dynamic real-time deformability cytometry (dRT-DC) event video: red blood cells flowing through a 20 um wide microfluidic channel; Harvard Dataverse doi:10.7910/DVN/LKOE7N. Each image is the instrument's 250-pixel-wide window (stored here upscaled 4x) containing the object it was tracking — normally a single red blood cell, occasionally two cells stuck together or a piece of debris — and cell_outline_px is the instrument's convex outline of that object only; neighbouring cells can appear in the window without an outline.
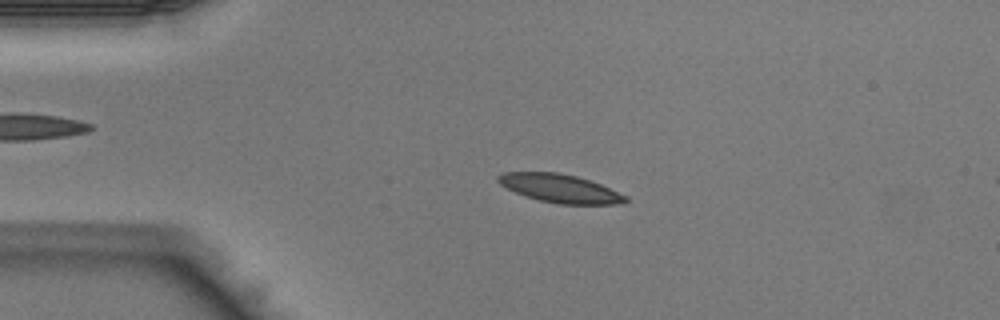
{"species": "Egyptian fruit bat (a non-hibernating species)", "species_latin": "Rousettus aegyptiacus", "temperature_condition": "warm", "stored_images_in_passage": 43, "camera_frame_rate_fps": 3000, "um_per_image_px": 0.085, "animal": {"sex": "male"}, "frame": {"image": 1, "passage_image": 9, "time_ms": 2.667, "image_size_px": [1000, 320], "cell_outline_px": [[628, 200], [620, 204], [560, 204], [540, 200], [524, 196], [500, 184], [496, 180], [496, 176], [504, 172], [556, 172], [576, 176], [600, 184], [628, 196]], "centroid_in_image_um": [47.59, 16.01], "position_along_channel_um": 37.4, "area_um2": 20.92}}
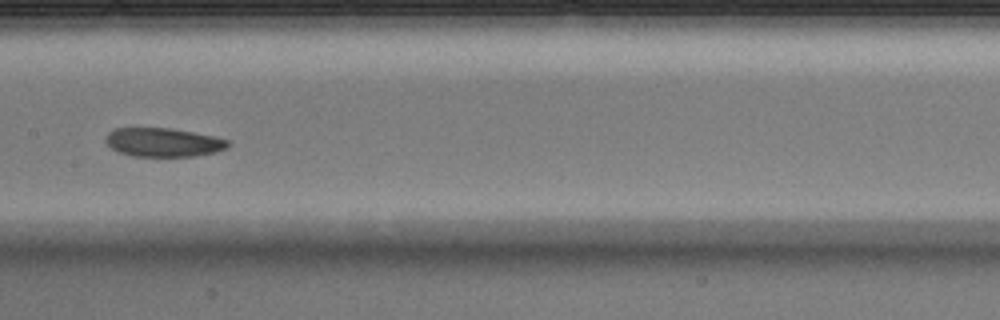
{"frame": {"image": 2, "passage_image": 21, "time_ms": 6.667, "image_size_px": [1000, 320], "cell_outline_px": [[228, 148], [216, 152], [196, 156], [132, 156], [120, 152], [112, 148], [104, 140], [108, 132], [116, 128], [168, 128], [192, 132], [212, 136], [228, 140]], "centroid_in_image_um": [13.87, 12.1], "position_along_channel_um": 193.5, "area_um2": 20.35}}
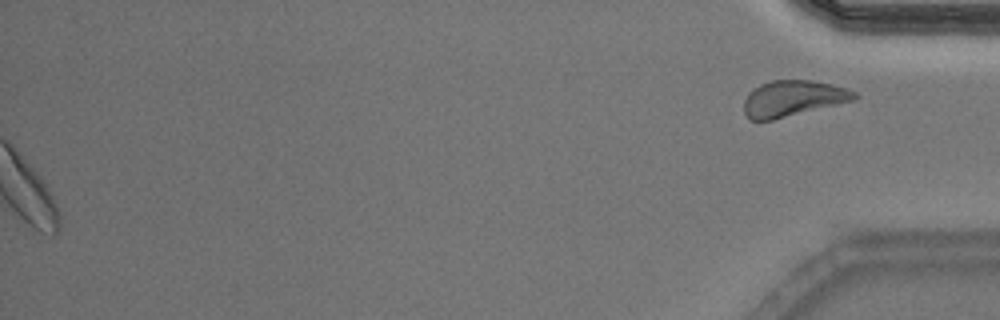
{"frame": {"image": 3, "passage_image": 43, "time_ms": 14.0, "image_size_px": [1000, 320], "cell_outline_px": [[860, 96], [856, 100], [772, 120], [748, 120], [744, 112], [744, 100], [748, 92], [760, 84], [772, 80], [812, 80], [832, 84], [848, 88], [856, 92]], "centroid_in_image_um": [67.42, 8.36], "position_along_channel_um": 367.8, "area_um2": 23.41}}